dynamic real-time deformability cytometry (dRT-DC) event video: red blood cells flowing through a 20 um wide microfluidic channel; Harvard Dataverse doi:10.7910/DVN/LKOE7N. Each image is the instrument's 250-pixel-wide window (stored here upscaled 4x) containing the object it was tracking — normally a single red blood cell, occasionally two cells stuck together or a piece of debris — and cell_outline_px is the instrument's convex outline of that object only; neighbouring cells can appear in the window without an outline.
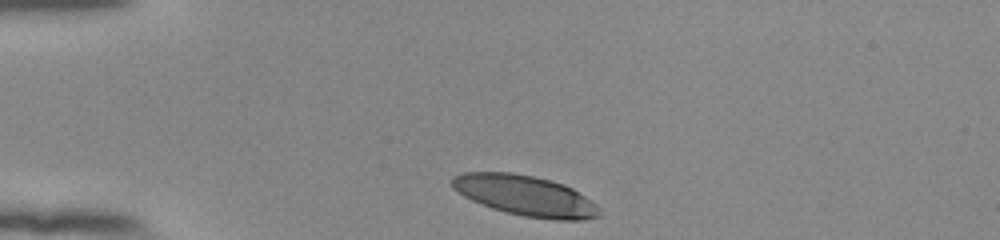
{"species": "human", "species_latin": "Homo sapiens", "temperature_condition": "room temperature", "stored_images_in_passage": 34, "camera_frame_rate_fps": 3000, "um_per_image_px": 0.085, "donor": {"sex": "female"}, "frame": {"image": 1, "passage_image": 1, "time_ms": 0.0, "image_size_px": [1000, 240], "cell_outline_px": [[600, 216], [584, 220], [556, 220], [524, 216], [504, 212], [480, 204], [464, 196], [452, 188], [452, 176], [464, 172], [512, 172], [532, 176], [564, 184], [572, 188], [596, 204], [600, 212]], "centroid_in_image_um": [44.63, 16.63], "position_along_channel_um": 40.4, "area_um2": 34.62}}
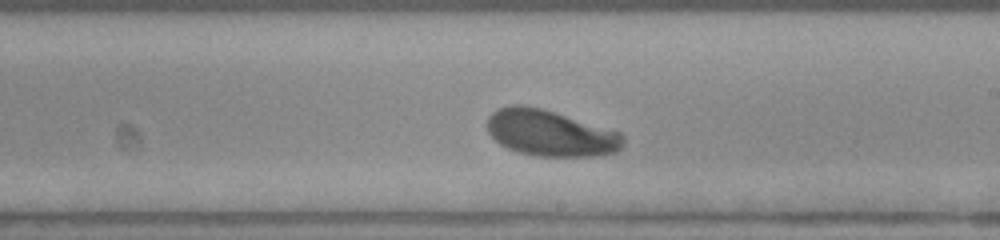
{"frame": {"image": 2, "passage_image": 20, "time_ms": 6.333, "image_size_px": [1000, 240], "cell_outline_px": [[624, 144], [616, 152], [596, 156], [536, 156], [516, 152], [500, 144], [488, 132], [488, 116], [496, 108], [512, 104], [524, 104], [540, 108], [620, 132], [624, 136]], "centroid_in_image_um": [46.76, 11.31], "position_along_channel_um": 242.2, "area_um2": 36.53}}
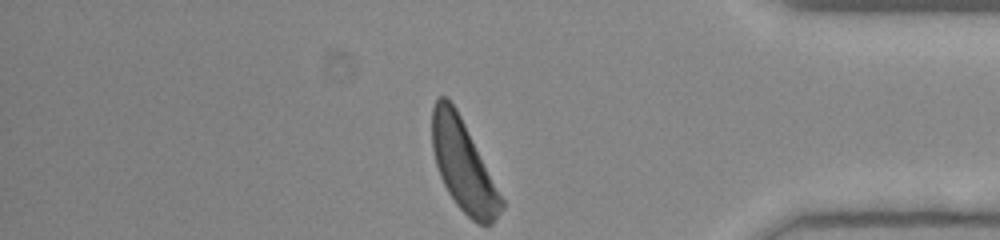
{"frame": {"image": 3, "passage_image": 34, "time_ms": 11.0, "image_size_px": [1000, 240], "cell_outline_px": [[504, 208], [496, 220], [492, 224], [476, 224], [456, 204], [448, 192], [440, 176], [436, 164], [432, 148], [432, 108], [436, 100], [440, 96], [444, 96], [456, 108], [504, 200]], "centroid_in_image_um": [39.38, 14.11], "position_along_channel_um": 395.8, "area_um2": 36.24}, "authors_computed_cell_mechanics": {"area_um2": 36.5296, "velocity_mm_per_s": 3.7969, "shape_relaxation_time_tau1_ms": 2.8122, "shape_relaxation_time_tau2_ms": null, "deformation_change_tau1": 0.1545, "deformation_change_tau2": null}}